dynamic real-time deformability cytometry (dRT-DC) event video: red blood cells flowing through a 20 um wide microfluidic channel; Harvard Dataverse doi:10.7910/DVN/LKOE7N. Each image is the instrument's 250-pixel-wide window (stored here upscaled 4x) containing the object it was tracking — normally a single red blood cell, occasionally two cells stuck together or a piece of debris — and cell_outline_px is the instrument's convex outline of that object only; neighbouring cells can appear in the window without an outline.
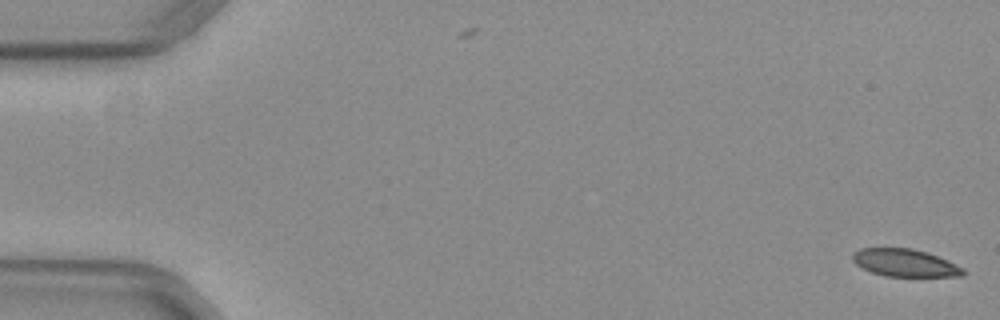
{"species": "common noctule bat (a hibernating species)", "species_latin": "Nyctalus noctula", "temperature_condition": "warm", "stored_images_in_passage": 2, "camera_frame_rate_fps": 3000, "um_per_image_px": 0.085, "animal": {"sex": "female", "body_mass_g": 29.2, "forearm_length_mm": 56.3}, "frame": {"image": 1, "passage_image": 2, "time_ms": 0.333, "image_size_px": [1000, 320], "cell_outline_px": [[968, 272], [964, 276], [884, 276], [872, 272], [856, 264], [852, 260], [852, 252], [860, 248], [912, 248], [928, 252], [948, 260], [964, 268]], "centroid_in_image_um": [76.95, 22.33], "position_along_channel_um": 8.0, "area_um2": 17.92}}